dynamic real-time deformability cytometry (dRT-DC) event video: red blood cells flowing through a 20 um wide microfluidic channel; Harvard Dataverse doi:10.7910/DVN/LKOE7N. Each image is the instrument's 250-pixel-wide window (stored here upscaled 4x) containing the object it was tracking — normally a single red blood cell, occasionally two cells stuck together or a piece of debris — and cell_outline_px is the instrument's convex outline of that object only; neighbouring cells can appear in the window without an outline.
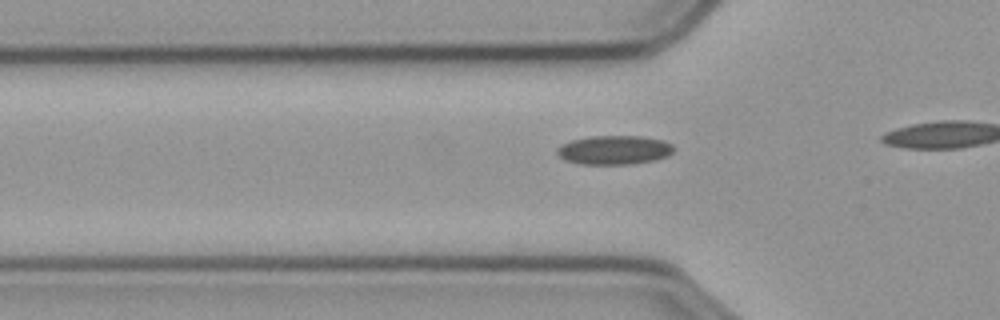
{"species": "common noctule bat (a hibernating species)", "species_latin": "Nyctalus noctula", "temperature_condition": "cold", "stored_images_in_passage": 19, "camera_frame_rate_fps": 3000, "um_per_image_px": 0.085, "animal": {"sex": "male", "body_mass_g": 23.1, "forearm_length_mm": 52.7}, "frame": {"image": 1, "passage_image": 14, "time_ms": 4.333, "image_size_px": [1000, 320], "cell_outline_px": [[672, 152], [668, 156], [656, 160], [632, 164], [580, 164], [564, 160], [556, 152], [556, 148], [572, 140], [592, 136], [640, 136], [664, 140], [672, 144]], "centroid_in_image_um": [52.22, 12.75], "position_along_channel_um": 73.6, "area_um2": 19.71}}
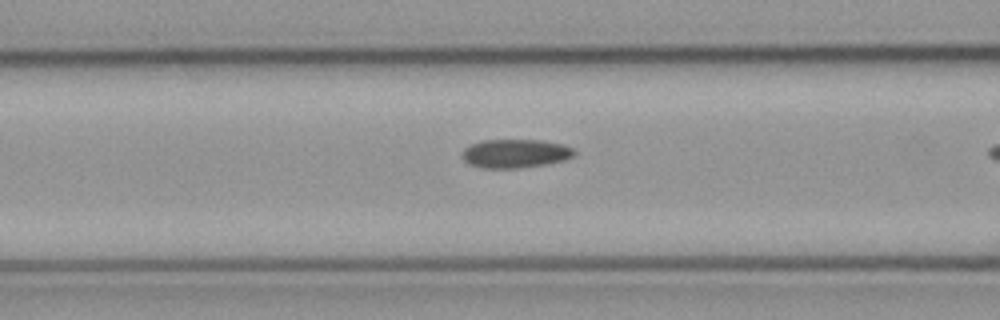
{"frame": {"image": 2, "passage_image": 18, "time_ms": 5.667, "image_size_px": [1000, 320], "cell_outline_px": [[576, 152], [572, 156], [564, 160], [544, 164], [520, 168], [480, 168], [468, 164], [460, 156], [460, 152], [464, 148], [480, 140], [540, 140], [564, 144], [572, 148]], "centroid_in_image_um": [43.74, 13.05], "position_along_channel_um": 122.9, "area_um2": 18.9}}